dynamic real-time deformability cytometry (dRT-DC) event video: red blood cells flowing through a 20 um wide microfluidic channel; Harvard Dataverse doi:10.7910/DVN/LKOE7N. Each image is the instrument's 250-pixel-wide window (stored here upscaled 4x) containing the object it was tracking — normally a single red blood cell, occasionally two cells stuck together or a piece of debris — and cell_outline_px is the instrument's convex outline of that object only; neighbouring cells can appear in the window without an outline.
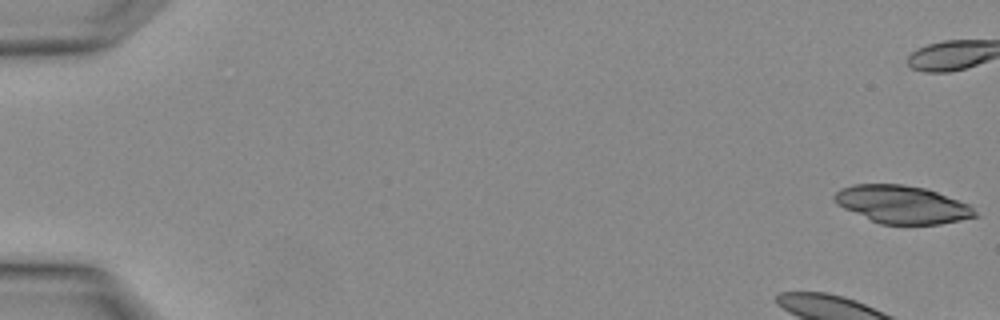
{"species": "Egyptian fruit bat (a non-hibernating species)", "species_latin": "Rousettus aegyptiacus", "temperature_condition": "warm", "stored_images_in_passage": 3, "camera_frame_rate_fps": 3000, "um_per_image_px": 0.085, "animal": {"sex": "female"}, "frame": {"image": 1, "passage_image": 1, "time_ms": 0.0, "image_size_px": [1000, 320], "cell_outline_px": [[980, 216], [940, 224], [880, 224], [844, 208], [836, 204], [832, 200], [832, 196], [840, 188], [852, 184], [904, 184], [924, 188], [936, 192], [968, 204]], "centroid_in_image_um": [76.64, 17.38], "position_along_channel_um": 8.4, "area_um2": 30.92}}